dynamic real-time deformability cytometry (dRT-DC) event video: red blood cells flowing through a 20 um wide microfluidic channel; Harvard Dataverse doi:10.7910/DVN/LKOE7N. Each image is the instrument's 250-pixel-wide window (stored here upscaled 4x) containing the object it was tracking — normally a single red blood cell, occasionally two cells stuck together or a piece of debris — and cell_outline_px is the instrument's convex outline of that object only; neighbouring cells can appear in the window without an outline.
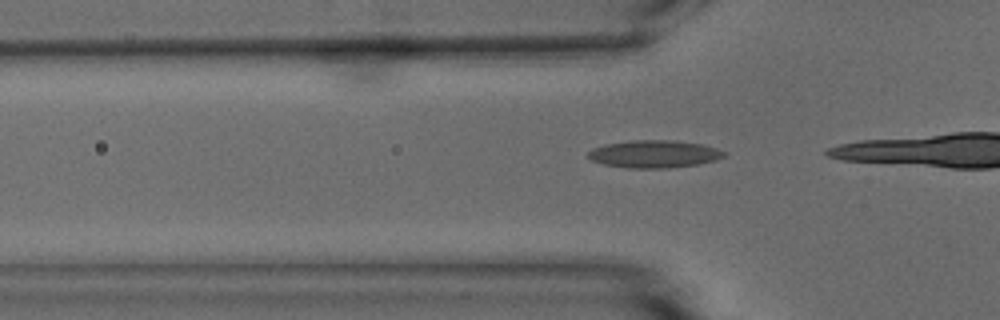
{"species": "common noctule bat (a hibernating species)", "species_latin": "Nyctalus noctula", "temperature_condition": "warm", "stored_images_in_passage": 16, "camera_frame_rate_fps": 3000, "um_per_image_px": 0.085, "animal": {"sex": "male", "body_mass_g": 15.6}, "frame": {"image": 1, "passage_image": 13, "time_ms": 4.0, "image_size_px": [1000, 320], "cell_outline_px": [[728, 152], [724, 156], [716, 160], [700, 164], [668, 168], [628, 168], [604, 164], [592, 160], [588, 156], [588, 152], [592, 148], [604, 144], [632, 140], [676, 140], [704, 144]], "centroid_in_image_um": [55.64, 13.08], "position_along_channel_um": 70.2, "area_um2": 22.02}}